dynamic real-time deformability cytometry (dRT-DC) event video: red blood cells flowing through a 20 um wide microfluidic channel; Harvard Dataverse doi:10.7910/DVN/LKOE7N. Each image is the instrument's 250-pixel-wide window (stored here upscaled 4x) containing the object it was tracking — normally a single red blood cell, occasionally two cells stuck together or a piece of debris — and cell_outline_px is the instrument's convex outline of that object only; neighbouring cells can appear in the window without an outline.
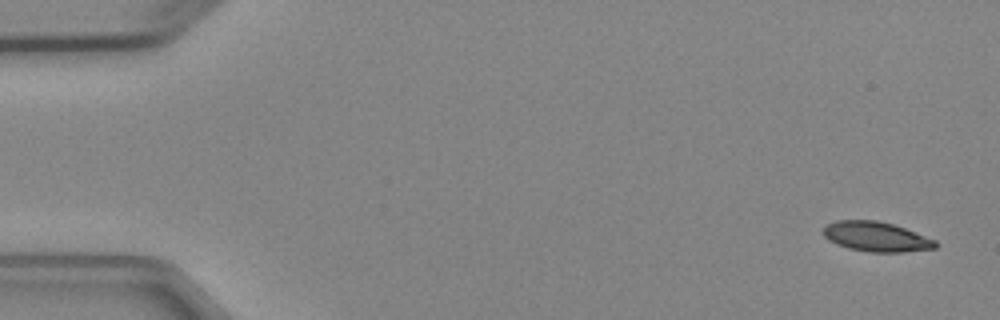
{"species": "Egyptian fruit bat (a non-hibernating species)", "species_latin": "Rousettus aegyptiacus", "temperature_condition": "cold", "stored_images_in_passage": 4, "camera_frame_rate_fps": 3000, "um_per_image_px": 0.085, "animal": {"sex": "female"}, "frame": {"image": 1, "passage_image": 1, "time_ms": 0.0, "image_size_px": [1000, 320], "cell_outline_px": [[936, 248], [904, 252], [868, 252], [848, 248], [836, 244], [828, 240], [824, 236], [824, 228], [828, 224], [836, 220], [876, 220], [892, 224], [904, 228], [936, 240]], "centroid_in_image_um": [74.46, 20.12], "position_along_channel_um": 10.5, "area_um2": 19.36}}
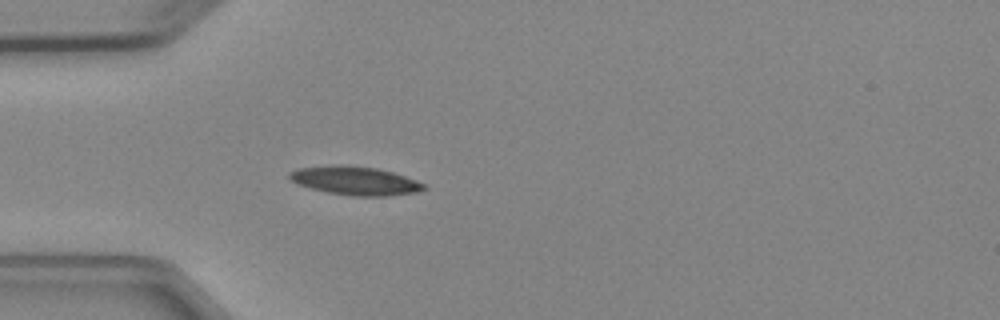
{"frame": {"image": 2, "passage_image": 4, "time_ms": 4.333, "image_size_px": [1000, 320], "cell_outline_px": [[428, 188], [420, 192], [388, 196], [352, 196], [328, 192], [312, 188], [300, 184], [292, 180], [288, 176], [288, 172], [296, 168], [336, 164], [340, 164], [376, 168], [392, 172], [416, 180], [424, 184]], "centroid_in_image_um": [30.21, 15.36], "position_along_channel_um": 54.8, "area_um2": 22.43}}